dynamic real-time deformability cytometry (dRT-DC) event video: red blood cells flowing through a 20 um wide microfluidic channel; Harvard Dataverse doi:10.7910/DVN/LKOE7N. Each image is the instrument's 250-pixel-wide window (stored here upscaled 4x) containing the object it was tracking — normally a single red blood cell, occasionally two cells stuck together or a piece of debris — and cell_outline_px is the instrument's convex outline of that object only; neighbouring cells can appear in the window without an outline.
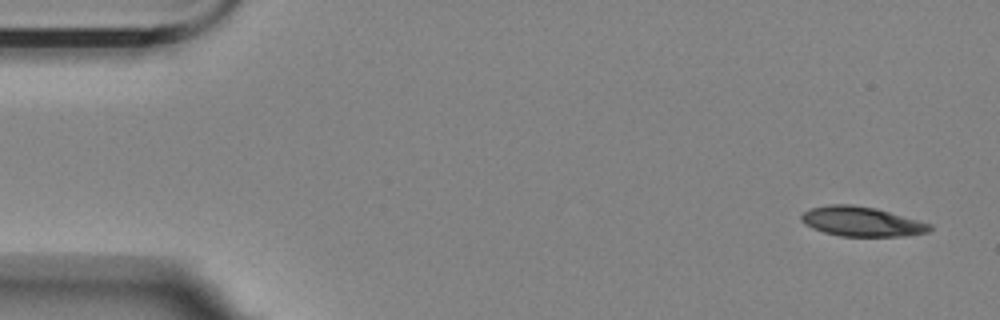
{"species": "Egyptian fruit bat (a non-hibernating species)", "species_latin": "Rousettus aegyptiacus", "temperature_condition": "room temperature", "stored_images_in_passage": 15, "camera_frame_rate_fps": 3000, "um_per_image_px": 0.085, "animal": {"sex": "female"}, "frame": {"image": 1, "passage_image": 1, "time_ms": 0.0, "image_size_px": [1000, 320], "cell_outline_px": [[932, 228], [928, 232], [904, 236], [840, 236], [824, 232], [812, 228], [804, 224], [800, 220], [800, 216], [804, 212], [812, 208], [828, 204], [852, 204], [876, 208], [932, 224]], "centroid_in_image_um": [73.22, 18.83], "position_along_channel_um": 11.8, "area_um2": 22.2}}
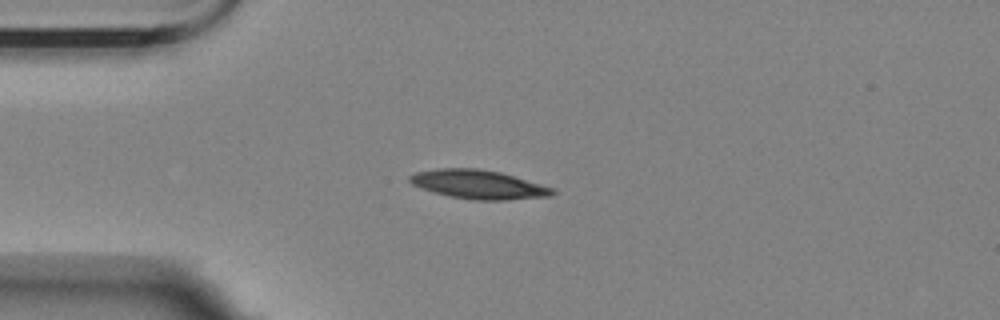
{"frame": {"image": 2, "passage_image": 12, "time_ms": 3.667, "image_size_px": [1000, 320], "cell_outline_px": [[556, 192], [552, 196], [504, 200], [476, 200], [452, 196], [420, 188], [412, 184], [408, 180], [408, 176], [416, 172], [436, 168], [480, 168], [500, 172], [556, 188]], "centroid_in_image_um": [40.7, 15.67], "position_along_channel_um": 44.3, "area_um2": 24.04}}